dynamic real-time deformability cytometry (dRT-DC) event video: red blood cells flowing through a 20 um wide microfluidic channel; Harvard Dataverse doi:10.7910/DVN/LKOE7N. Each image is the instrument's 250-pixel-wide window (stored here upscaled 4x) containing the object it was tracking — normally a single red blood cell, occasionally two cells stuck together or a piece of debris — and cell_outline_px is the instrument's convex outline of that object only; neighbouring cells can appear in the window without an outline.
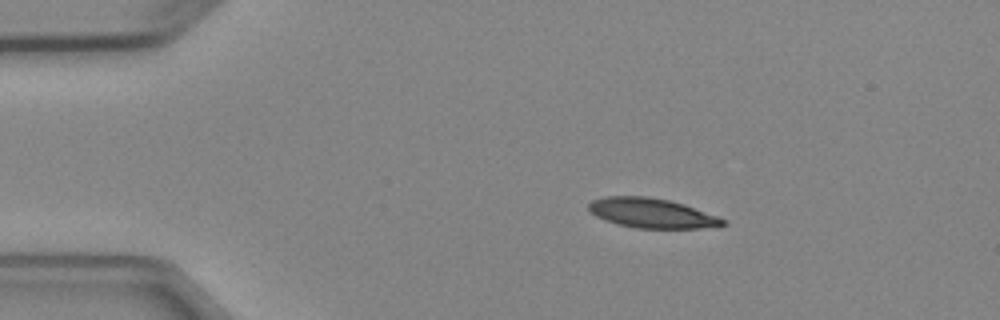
{"species": "Egyptian fruit bat (a non-hibernating species)", "species_latin": "Rousettus aegyptiacus", "temperature_condition": "cold", "stored_images_in_passage": 5, "camera_frame_rate_fps": 3000, "um_per_image_px": 0.085, "animal": {"sex": "female"}, "frame": {"image": 1, "passage_image": 1, "time_ms": 0.0, "image_size_px": [1000, 320], "cell_outline_px": [[728, 224], [700, 228], [636, 228], [616, 224], [604, 220], [596, 216], [588, 208], [588, 204], [592, 200], [608, 196], [648, 196], [668, 200], [684, 204], [728, 220]], "centroid_in_image_um": [55.4, 18.11], "position_along_channel_um": 29.6, "area_um2": 23.18}}
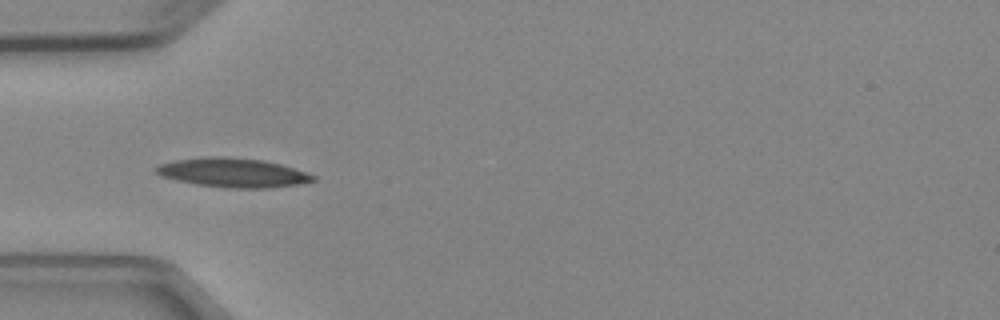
{"frame": {"image": 2, "passage_image": 3, "time_ms": 2.333, "image_size_px": [1000, 320], "cell_outline_px": [[316, 180], [300, 184], [272, 188], [228, 188], [196, 184], [176, 180], [160, 176], [152, 168], [160, 164], [176, 160], [204, 156], [228, 156], [264, 160], [280, 164], [316, 176]], "centroid_in_image_um": [19.77, 14.67], "position_along_channel_um": 65.2, "area_um2": 26.88}}